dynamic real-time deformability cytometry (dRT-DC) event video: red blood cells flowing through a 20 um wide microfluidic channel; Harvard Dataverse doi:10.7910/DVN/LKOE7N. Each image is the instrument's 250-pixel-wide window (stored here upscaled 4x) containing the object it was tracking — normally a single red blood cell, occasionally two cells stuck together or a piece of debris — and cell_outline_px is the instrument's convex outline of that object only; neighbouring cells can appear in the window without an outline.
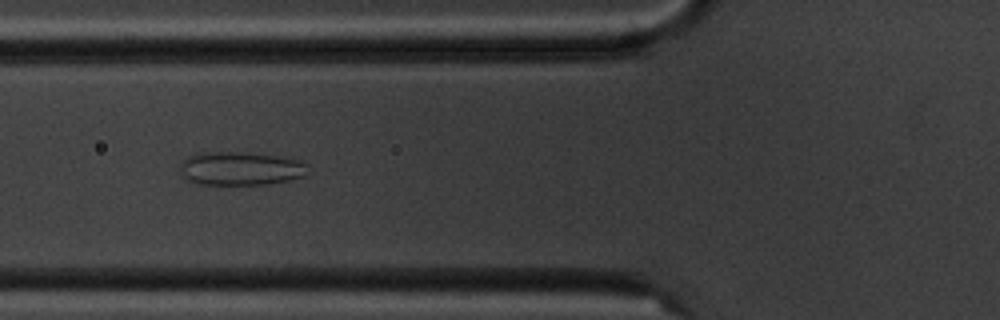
{"species": "common noctule bat (a hibernating species)", "species_latin": "Nyctalus noctula", "temperature_condition": "cold", "stored_images_in_passage": 7, "camera_frame_rate_fps": 3000, "um_per_image_px": 0.085, "animal": {"sex": "male", "body_mass_g": 20.1, "forearm_length_mm": 53.5}, "frame": {"image": 1, "passage_image": 6, "time_ms": 5.667, "image_size_px": [1000, 320], "cell_outline_px": [[308, 164], [304, 176], [288, 180], [264, 184], [192, 184], [180, 176], [180, 164], [188, 156], [196, 152], [244, 152], [292, 156]], "centroid_in_image_um": [20.43, 14.3], "position_along_channel_um": 105.4, "area_um2": 25.61}}